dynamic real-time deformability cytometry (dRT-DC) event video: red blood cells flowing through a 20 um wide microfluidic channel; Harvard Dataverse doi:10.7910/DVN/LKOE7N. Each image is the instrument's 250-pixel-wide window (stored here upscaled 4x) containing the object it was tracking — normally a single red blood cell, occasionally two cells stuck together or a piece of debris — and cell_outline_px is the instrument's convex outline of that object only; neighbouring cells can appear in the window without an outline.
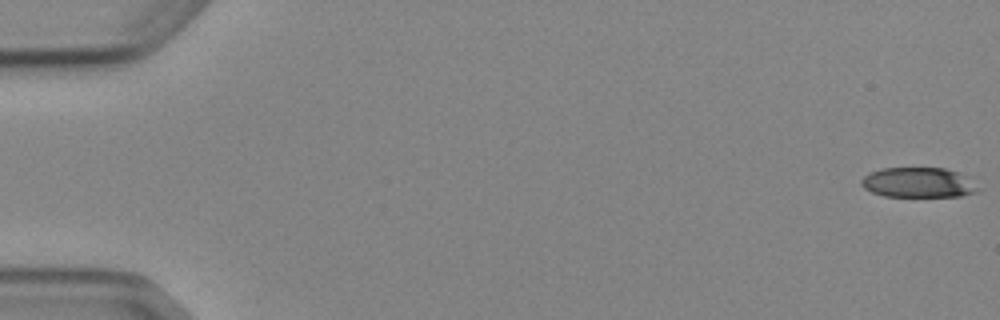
{"species": "Egyptian fruit bat (a non-hibernating species)", "species_latin": "Rousettus aegyptiacus", "temperature_condition": "cold", "stored_images_in_passage": 7, "camera_frame_rate_fps": 3000, "um_per_image_px": 0.085, "animal": {"sex": "female"}, "frame": {"image": 1, "passage_image": 1, "time_ms": 0.0, "image_size_px": [1000, 320], "cell_outline_px": [[984, 188], [976, 192], [960, 196], [884, 196], [872, 192], [864, 188], [860, 184], [860, 180], [868, 172], [880, 168], [944, 168], [960, 172]], "centroid_in_image_um": [78.09, 15.51], "position_along_channel_um": 6.9, "area_um2": 20.75}}
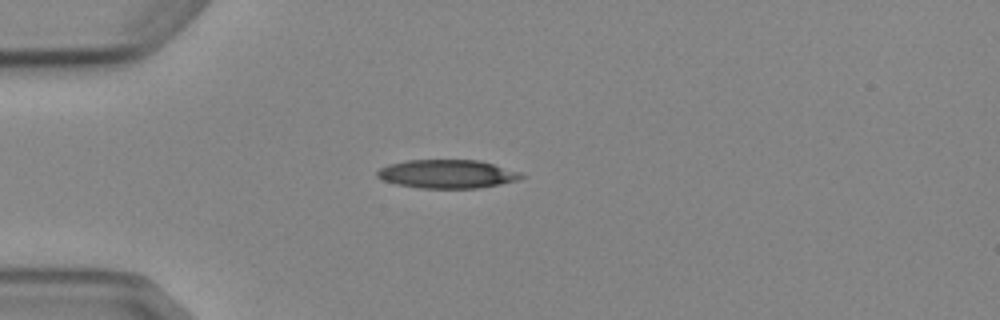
{"frame": {"image": 2, "passage_image": 4, "time_ms": 4.667, "image_size_px": [1000, 320], "cell_outline_px": [[524, 176], [516, 180], [500, 184], [476, 188], [420, 188], [396, 184], [384, 180], [376, 176], [376, 172], [380, 168], [388, 164], [408, 160], [480, 160], [520, 172]], "centroid_in_image_um": [37.98, 14.78], "position_along_channel_um": 47.0, "area_um2": 23.81}}
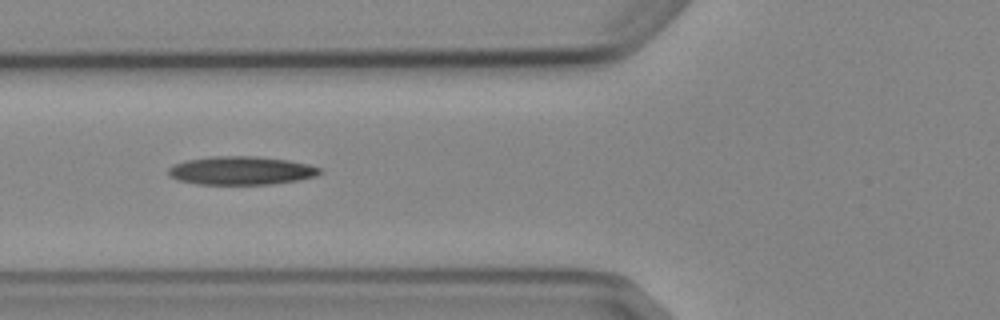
{"frame": {"image": 3, "passage_image": 6, "time_ms": 6.667, "image_size_px": [1000, 320], "cell_outline_px": [[324, 172], [316, 176], [300, 180], [272, 184], [196, 184], [176, 180], [168, 176], [168, 168], [172, 164], [184, 160], [212, 156], [256, 156], [288, 160], [308, 164], [324, 168]], "centroid_in_image_um": [20.5, 14.5], "position_along_channel_um": 105.3, "area_um2": 25.55}}